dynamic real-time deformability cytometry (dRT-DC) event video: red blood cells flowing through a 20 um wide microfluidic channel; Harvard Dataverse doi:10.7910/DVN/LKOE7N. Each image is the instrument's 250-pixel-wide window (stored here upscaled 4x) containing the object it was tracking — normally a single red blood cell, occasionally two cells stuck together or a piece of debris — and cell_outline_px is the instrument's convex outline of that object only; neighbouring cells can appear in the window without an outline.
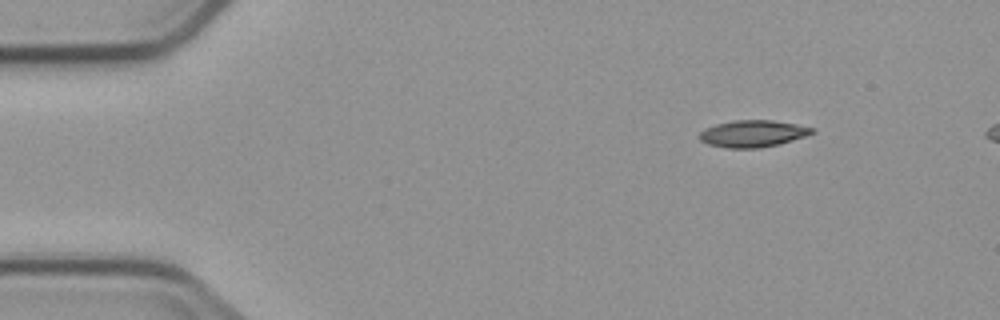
{"species": "common noctule bat (a hibernating species)", "species_latin": "Nyctalus noctula", "temperature_condition": "cold", "stored_images_in_passage": 5, "camera_frame_rate_fps": 3000, "um_per_image_px": 0.085, "animal": {"sex": "male", "body_mass_g": 23.1, "forearm_length_mm": 52.7}, "frame": {"image": 1, "passage_image": 1, "time_ms": 0.0, "image_size_px": [1000, 320], "cell_outline_px": [[816, 132], [808, 136], [780, 144], [760, 148], [728, 148], [708, 144], [700, 140], [700, 132], [704, 128], [716, 124], [732, 120], [772, 120], [796, 124], [816, 128]], "centroid_in_image_um": [64.04, 11.35], "position_along_channel_um": 21.0, "area_um2": 17.86}}
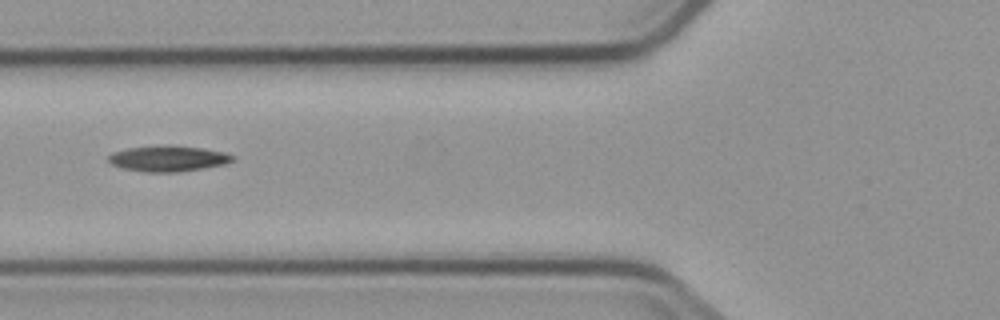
{"frame": {"image": 2, "passage_image": 5, "time_ms": 4.667, "image_size_px": [1000, 320], "cell_outline_px": [[236, 160], [224, 164], [204, 168], [180, 172], [148, 172], [124, 168], [112, 164], [108, 160], [108, 156], [112, 152], [128, 148], [204, 148], [224, 152], [236, 156]], "centroid_in_image_um": [14.35, 13.52], "position_along_channel_um": 111.4, "area_um2": 17.74}}